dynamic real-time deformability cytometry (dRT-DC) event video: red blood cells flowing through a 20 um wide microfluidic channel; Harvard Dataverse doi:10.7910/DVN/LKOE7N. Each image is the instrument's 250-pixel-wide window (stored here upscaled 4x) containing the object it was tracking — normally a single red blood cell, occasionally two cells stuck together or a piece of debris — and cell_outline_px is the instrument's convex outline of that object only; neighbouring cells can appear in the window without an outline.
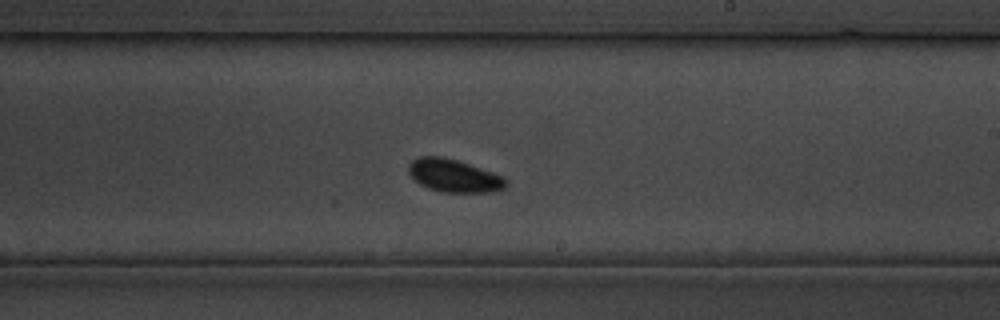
{"species": "common noctule bat (a hibernating species)", "species_latin": "Nyctalus noctula", "temperature_condition": "cold", "stored_images_in_passage": 27, "camera_frame_rate_fps": 3000, "um_per_image_px": 0.085, "animal": {"sex": "male", "body_mass_g": 19.5, "forearm_length_mm": 54.6}, "frame": {"image": 1, "passage_image": 12, "time_ms": 13.333, "image_size_px": [1000, 320], "cell_outline_px": [[508, 184], [504, 188], [492, 192], [444, 192], [428, 188], [420, 184], [408, 172], [408, 164], [412, 160], [420, 156], [444, 156], [504, 176], [508, 180]], "centroid_in_image_um": [38.59, 14.93], "position_along_channel_um": 250.4, "area_um2": 18.61}}
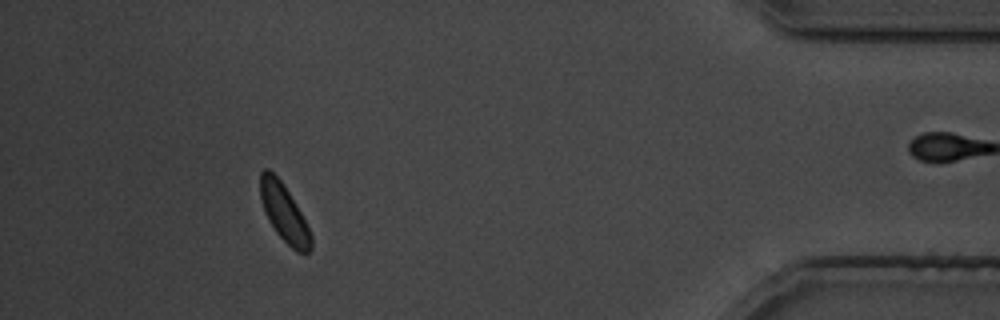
{"frame": {"image": 2, "passage_image": 23, "time_ms": 27.667, "image_size_px": [1000, 320], "cell_outline_px": [[312, 248], [308, 252], [296, 252], [276, 232], [268, 220], [264, 212], [260, 200], [260, 172], [264, 168], [268, 168], [284, 184], [300, 212], [312, 236]], "centroid_in_image_um": [24.12, 18.08], "position_along_channel_um": 411.1, "area_um2": 16.88}}